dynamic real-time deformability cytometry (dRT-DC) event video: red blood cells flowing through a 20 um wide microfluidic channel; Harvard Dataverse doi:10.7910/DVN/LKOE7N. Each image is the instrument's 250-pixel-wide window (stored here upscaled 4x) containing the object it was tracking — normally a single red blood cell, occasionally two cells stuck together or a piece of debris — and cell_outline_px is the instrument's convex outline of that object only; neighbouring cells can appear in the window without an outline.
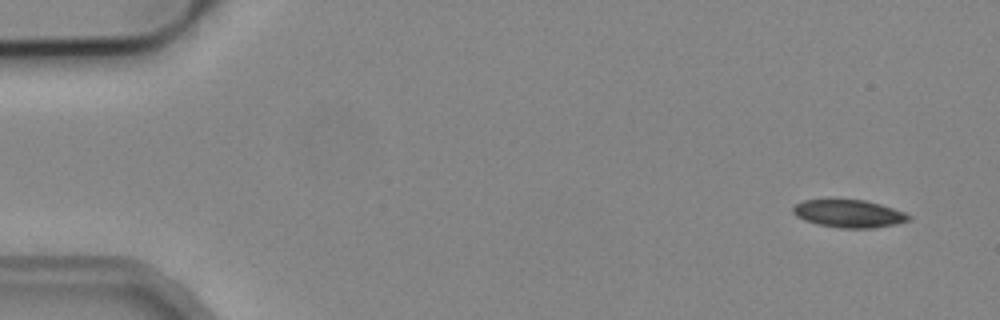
{"species": "common noctule bat (a hibernating species)", "species_latin": "Nyctalus noctula", "temperature_condition": "cold", "stored_images_in_passage": 6, "camera_frame_rate_fps": 3000, "um_per_image_px": 0.085, "animal": {"sex": "male", "body_mass_g": 19.2, "forearm_length_mm": 51.8}, "frame": {"image": 1, "passage_image": 1, "time_ms": 0.0, "image_size_px": [1000, 320], "cell_outline_px": [[912, 220], [896, 224], [872, 228], [840, 228], [816, 224], [804, 220], [796, 216], [792, 212], [792, 208], [796, 204], [804, 200], [864, 200], [880, 204], [904, 212], [912, 216]], "centroid_in_image_um": [72.16, 18.17], "position_along_channel_um": 12.8, "area_um2": 18.67}}
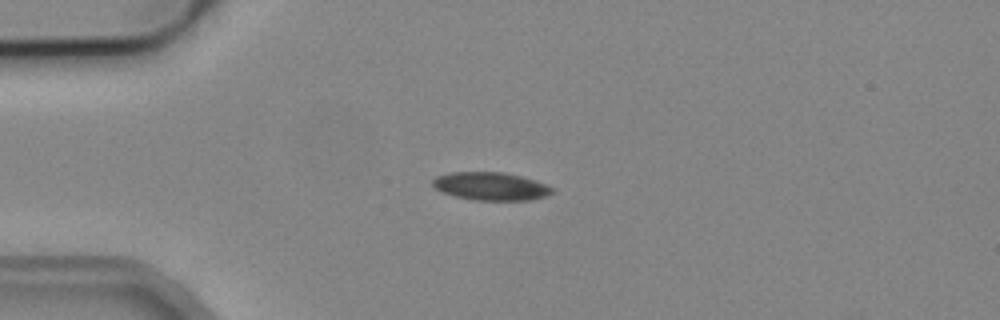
{"frame": {"image": 2, "passage_image": 4, "time_ms": 1.0, "image_size_px": [1000, 320], "cell_outline_px": [[556, 192], [548, 196], [528, 200], [472, 200], [440, 192], [432, 184], [432, 180], [436, 176], [448, 172], [504, 172], [524, 176], [536, 180], [552, 188]], "centroid_in_image_um": [41.73, 15.82], "position_along_channel_um": 43.3, "area_um2": 19.77}}